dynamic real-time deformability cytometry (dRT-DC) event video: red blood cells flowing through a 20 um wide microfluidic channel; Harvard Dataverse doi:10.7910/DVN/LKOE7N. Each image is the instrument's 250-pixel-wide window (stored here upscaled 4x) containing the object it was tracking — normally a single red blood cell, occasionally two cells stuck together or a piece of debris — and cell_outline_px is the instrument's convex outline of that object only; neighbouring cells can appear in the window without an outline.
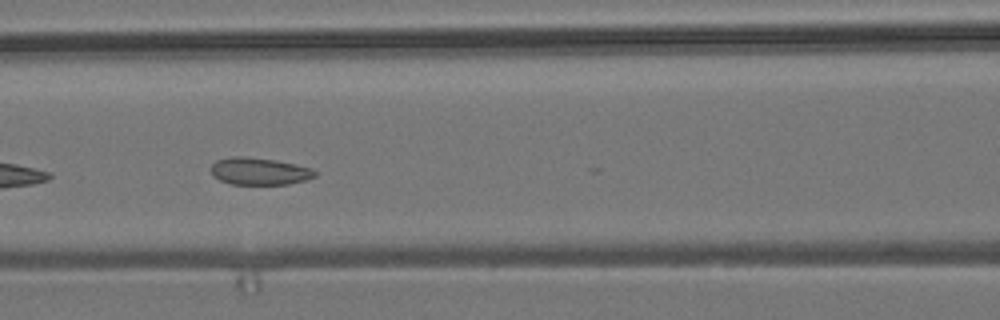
{"species": "common noctule bat (a hibernating species)", "species_latin": "Nyctalus noctula", "temperature_condition": "room temperature", "stored_images_in_passage": 8, "camera_frame_rate_fps": 3000, "um_per_image_px": 0.085, "animal": {"sex": "male", "body_mass_g": 19.2, "forearm_length_mm": 51.8}, "frame": {"image": 1, "passage_image": 6, "time_ms": 1.667, "image_size_px": [1000, 320], "cell_outline_px": [[316, 176], [304, 180], [288, 184], [232, 184], [220, 180], [212, 176], [212, 164], [216, 160], [232, 156], [244, 156], [272, 160], [296, 164], [312, 168], [316, 172]], "centroid_in_image_um": [22.03, 14.55], "position_along_channel_um": 144.6, "area_um2": 16.36}}
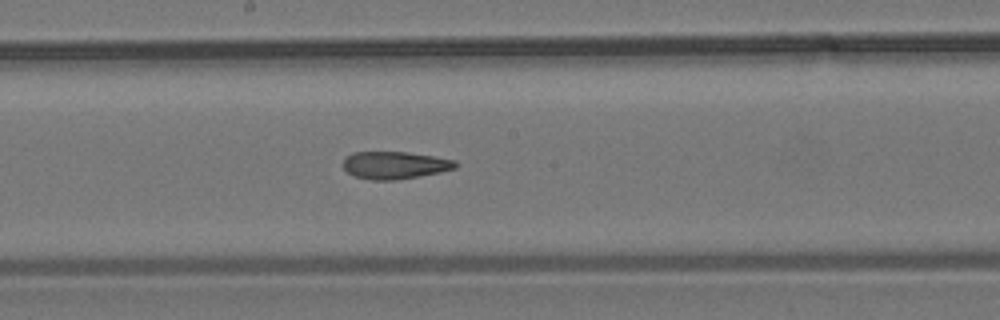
{"frame": {"image": 2, "passage_image": 8, "time_ms": 2.333, "image_size_px": [1000, 320], "cell_outline_px": [[456, 168], [440, 172], [392, 180], [372, 180], [356, 176], [348, 172], [340, 164], [344, 156], [352, 152], [408, 152], [456, 160]], "centroid_in_image_um": [33.49, 14.02], "position_along_channel_um": 214.7, "area_um2": 17.92}}